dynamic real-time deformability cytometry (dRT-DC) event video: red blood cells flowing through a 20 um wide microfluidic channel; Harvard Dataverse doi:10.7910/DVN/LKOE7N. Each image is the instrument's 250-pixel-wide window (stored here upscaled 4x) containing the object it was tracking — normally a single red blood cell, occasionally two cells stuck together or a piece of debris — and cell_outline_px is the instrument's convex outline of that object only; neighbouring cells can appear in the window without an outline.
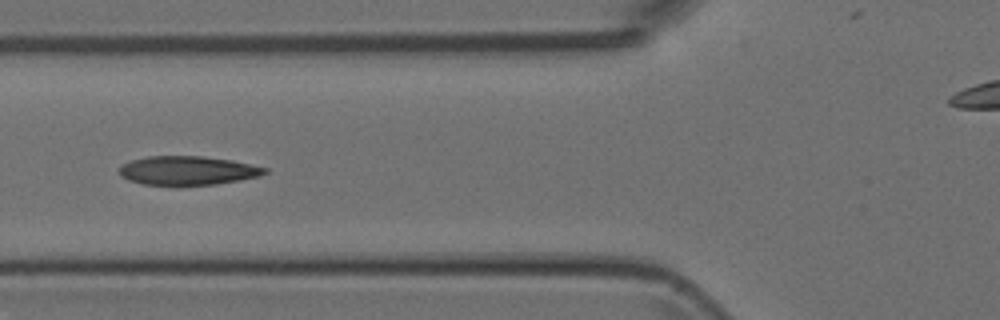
{"species": "Egyptian fruit bat (a non-hibernating species)", "species_latin": "Rousettus aegyptiacus", "temperature_condition": "room temperature", "stored_images_in_passage": 5, "camera_frame_rate_fps": 3000, "um_per_image_px": 0.085, "animal": {"sex": "female"}, "frame": {"image": 1, "passage_image": 4, "time_ms": 3.333, "image_size_px": [1000, 320], "cell_outline_px": [[268, 172], [260, 176], [240, 180], [216, 184], [176, 188], [144, 184], [128, 180], [120, 176], [120, 168], [124, 164], [132, 160], [148, 156], [204, 156], [232, 160], [268, 168]], "centroid_in_image_um": [15.96, 14.53], "position_along_channel_um": 109.8, "area_um2": 25.26}}